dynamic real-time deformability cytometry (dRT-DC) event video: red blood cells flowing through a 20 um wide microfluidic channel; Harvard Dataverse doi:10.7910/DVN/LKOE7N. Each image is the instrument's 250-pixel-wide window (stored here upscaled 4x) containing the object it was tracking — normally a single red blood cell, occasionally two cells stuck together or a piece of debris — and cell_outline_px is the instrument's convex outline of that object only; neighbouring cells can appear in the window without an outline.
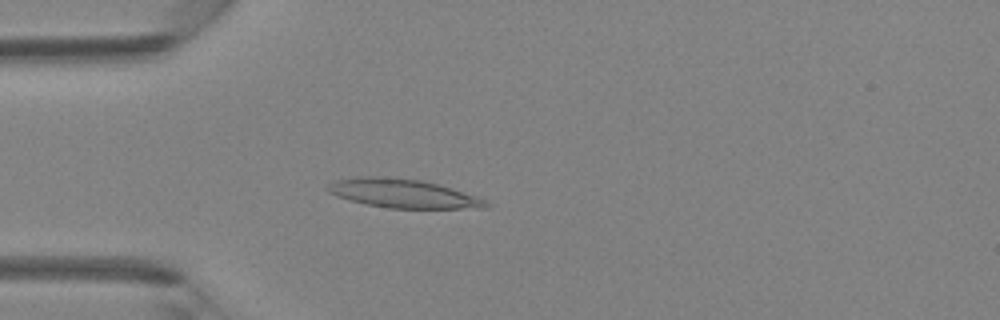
{"species": "Egyptian fruit bat (a non-hibernating species)", "species_latin": "Rousettus aegyptiacus", "temperature_condition": "room temperature", "stored_images_in_passage": 42, "camera_frame_rate_fps": 3000, "um_per_image_px": 0.085, "animal": {"sex": "female"}, "frame": {"image": 1, "passage_image": 12, "time_ms": 3.667, "image_size_px": [1000, 320], "cell_outline_px": [[492, 204], [488, 208], [388, 208], [364, 204], [336, 196], [328, 192], [324, 188], [332, 180], [364, 176], [376, 176], [420, 180], [440, 184], [488, 200]], "centroid_in_image_um": [34.25, 16.45], "position_along_channel_um": 50.8, "area_um2": 26.76}}
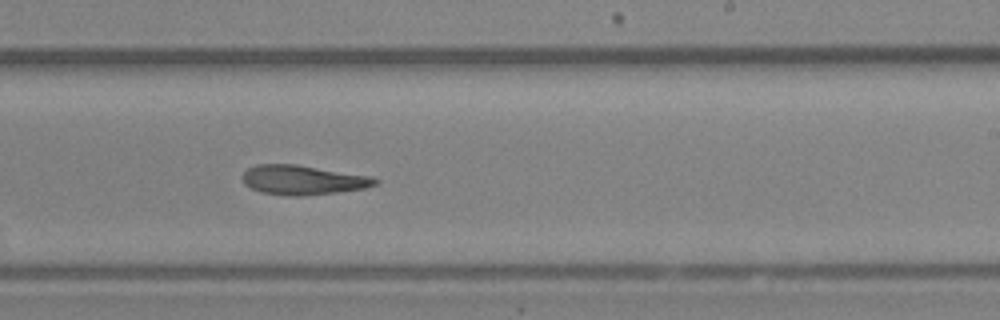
{"frame": {"image": 2, "passage_image": 26, "time_ms": 8.333, "image_size_px": [1000, 320], "cell_outline_px": [[380, 180], [376, 184], [364, 188], [336, 192], [304, 196], [288, 196], [260, 192], [244, 184], [240, 176], [248, 168], [256, 164], [296, 164], [372, 176]], "centroid_in_image_um": [25.72, 15.29], "position_along_channel_um": 263.3, "area_um2": 22.95}}
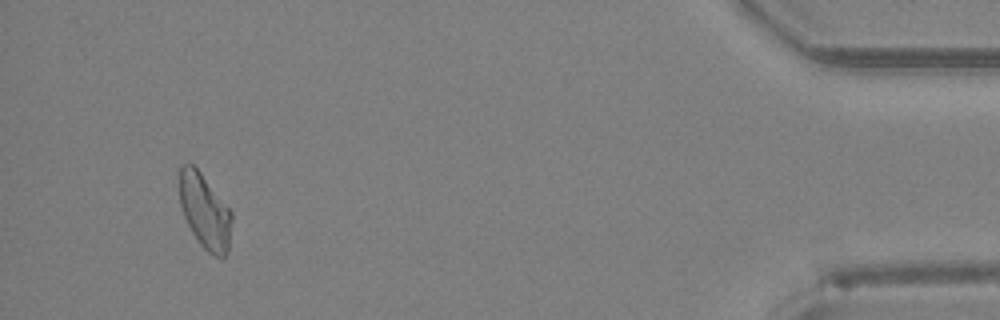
{"frame": {"image": 3, "passage_image": 40, "time_ms": 13.0, "image_size_px": [1000, 320], "cell_outline_px": [[232, 220], [228, 252], [224, 256], [216, 256], [208, 252], [200, 244], [192, 232], [184, 216], [180, 204], [180, 164], [192, 164], [200, 172], [232, 212]], "centroid_in_image_um": [17.41, 17.97], "position_along_channel_um": 417.8, "area_um2": 22.43}}